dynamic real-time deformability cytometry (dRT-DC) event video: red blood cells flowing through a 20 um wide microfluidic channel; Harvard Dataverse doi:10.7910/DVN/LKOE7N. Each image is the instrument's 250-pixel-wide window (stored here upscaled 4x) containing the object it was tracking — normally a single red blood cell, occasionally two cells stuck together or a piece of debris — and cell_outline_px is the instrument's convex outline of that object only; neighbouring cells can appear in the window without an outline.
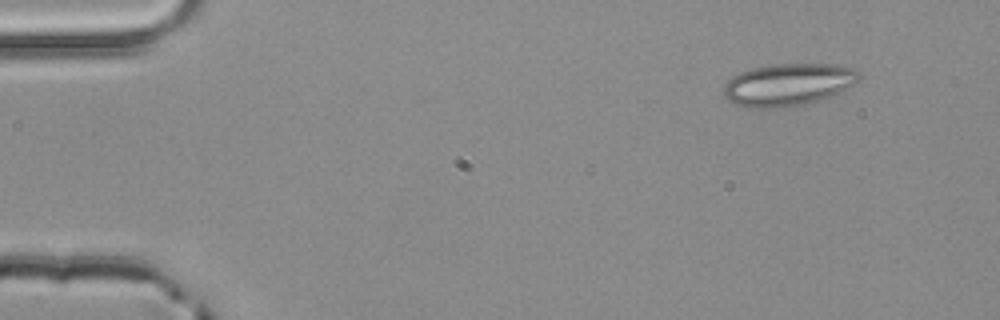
{"species": "common noctule bat (a hibernating species)", "species_latin": "Nyctalus noctula", "temperature_condition": "room temperature", "stored_images_in_passage": 5, "segment_of_instrument_passage": [1, 2], "camera_frame_rate_fps": 3000, "um_per_image_px": 0.085, "animal": {"sex": "male", "body_mass_g": 20.4}, "frame": {"image": 1, "passage_image": 1, "time_ms": 0.0, "image_size_px": [1000, 320], "cell_outline_px": [[860, 80], [828, 96], [792, 108], [748, 108], [736, 104], [728, 100], [724, 96], [724, 84], [732, 76], [740, 72], [752, 68], [772, 64], [836, 64], [848, 68], [856, 72], [860, 76]], "centroid_in_image_um": [66.9, 7.2], "position_along_channel_um": 18.1, "area_um2": 33.12}}